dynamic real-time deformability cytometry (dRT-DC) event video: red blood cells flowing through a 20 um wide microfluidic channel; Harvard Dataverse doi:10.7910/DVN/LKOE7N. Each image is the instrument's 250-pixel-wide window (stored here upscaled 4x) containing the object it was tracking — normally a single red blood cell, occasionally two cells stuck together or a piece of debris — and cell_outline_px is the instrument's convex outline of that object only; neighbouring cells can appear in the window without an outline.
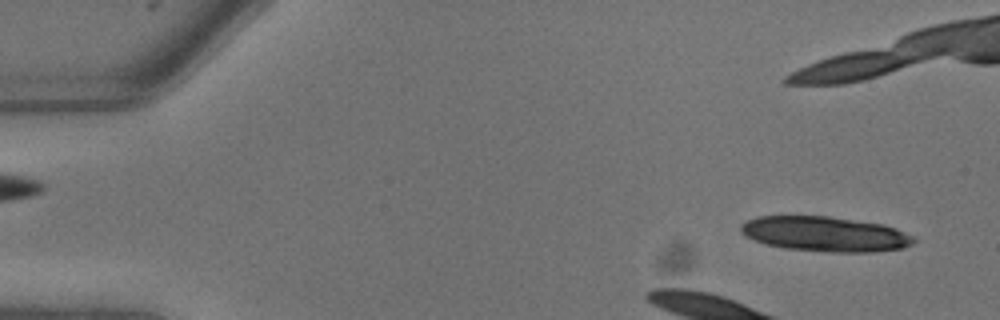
{"species": "common noctule bat (a hibernating species)", "species_latin": "Nyctalus noctula", "temperature_condition": "warm", "stored_images_in_passage": 7, "camera_frame_rate_fps": 3000, "um_per_image_px": 0.085, "animal": {"sex": "male", "body_mass_g": 13.3}, "frame": {"image": 1, "passage_image": 1, "time_ms": 0.0, "image_size_px": [1000, 320], "cell_outline_px": [[916, 240], [912, 244], [904, 248], [872, 252], [828, 252], [784, 248], [764, 244], [752, 240], [744, 236], [740, 232], [740, 224], [756, 216], [828, 216], [884, 224], [896, 228], [912, 236]], "centroid_in_image_um": [70.1, 19.89], "position_along_channel_um": 14.9, "area_um2": 35.55}}